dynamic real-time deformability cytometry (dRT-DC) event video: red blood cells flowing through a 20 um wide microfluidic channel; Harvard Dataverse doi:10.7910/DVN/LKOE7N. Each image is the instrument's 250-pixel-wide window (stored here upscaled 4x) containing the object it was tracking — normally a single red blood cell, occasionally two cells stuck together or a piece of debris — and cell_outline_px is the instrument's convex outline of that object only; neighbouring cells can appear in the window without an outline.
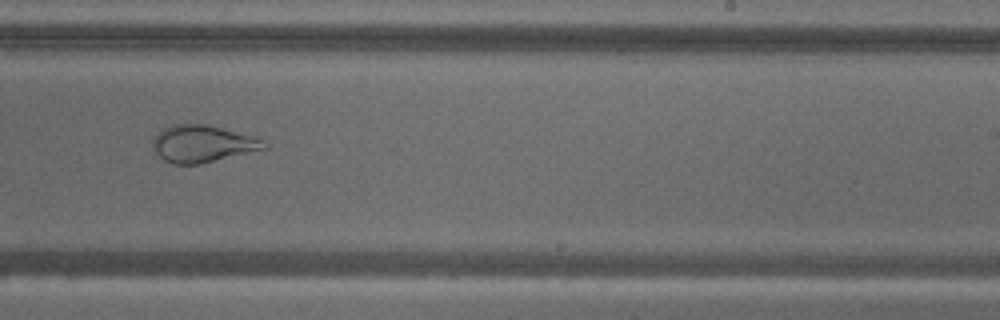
{"species": "common noctule bat (a hibernating species)", "species_latin": "Nyctalus noctula", "temperature_condition": "warm", "stored_images_in_passage": 55, "camera_frame_rate_fps": 3000, "um_per_image_px": 0.085, "animal": {"sex": "male", "body_mass_g": 18.8}, "frame": {"image": 1, "passage_image": 34, "time_ms": 11.0, "image_size_px": [1000, 320], "cell_outline_px": [[268, 148], [200, 164], [172, 164], [164, 160], [152, 148], [152, 140], [164, 128], [172, 124], [212, 124], [256, 136], [264, 140], [268, 144]], "centroid_in_image_um": [17.27, 12.2], "position_along_channel_um": 271.7, "area_um2": 24.39}}
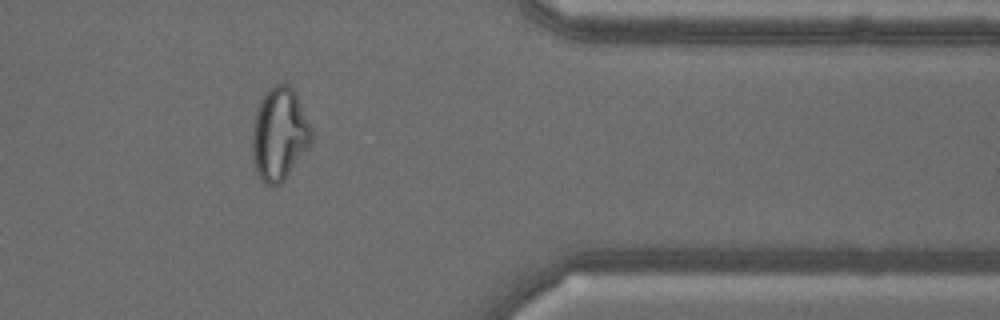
{"frame": {"image": 2, "passage_image": 45, "time_ms": 14.667, "image_size_px": [1000, 320], "cell_outline_px": [[312, 140], [284, 180], [280, 184], [264, 184], [260, 180], [256, 172], [252, 156], [252, 128], [256, 112], [264, 92], [272, 84], [284, 80], [292, 88], [312, 128]], "centroid_in_image_um": [23.71, 11.36], "position_along_channel_um": 387.7, "area_um2": 31.96}}
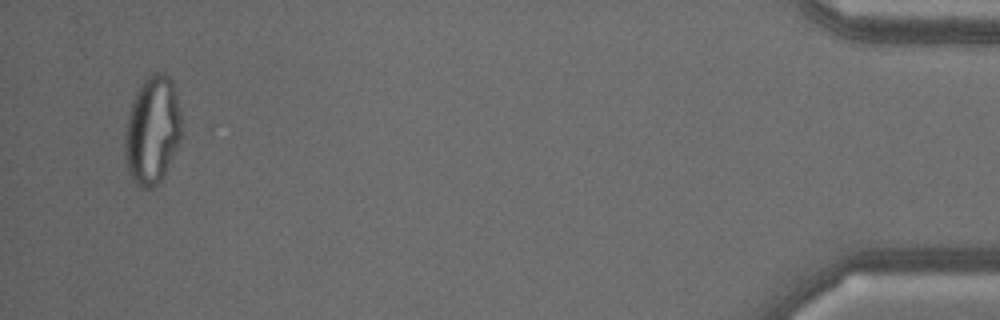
{"frame": {"image": 3, "passage_image": 53, "time_ms": 17.333, "image_size_px": [1000, 320], "cell_outline_px": [[180, 140], [164, 176], [152, 188], [140, 188], [136, 184], [128, 172], [124, 152], [124, 136], [128, 112], [136, 92], [140, 84], [152, 72], [164, 72], [172, 80], [180, 112]], "centroid_in_image_um": [12.92, 11.07], "position_along_channel_um": 422.3, "area_um2": 35.72}}